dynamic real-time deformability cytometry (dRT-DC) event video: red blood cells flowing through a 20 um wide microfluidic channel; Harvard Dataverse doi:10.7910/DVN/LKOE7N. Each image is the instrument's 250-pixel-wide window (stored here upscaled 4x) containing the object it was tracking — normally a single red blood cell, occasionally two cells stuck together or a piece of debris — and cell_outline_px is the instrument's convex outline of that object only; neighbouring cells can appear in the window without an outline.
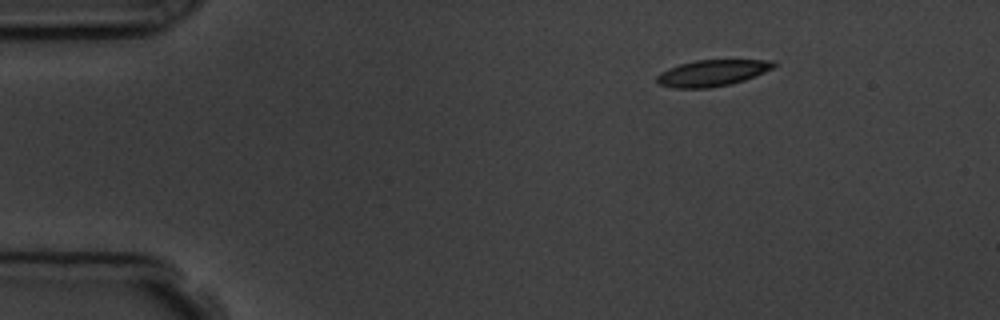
{"species": "common noctule bat (a hibernating species)", "species_latin": "Nyctalus noctula", "temperature_condition": "room temperature", "stored_images_in_passage": 4, "camera_frame_rate_fps": 3000, "um_per_image_px": 0.085, "animal": {"sex": "male", "body_mass_g": 19.5, "forearm_length_mm": 54.6}, "frame": {"image": 1, "passage_image": 1, "time_ms": 0.0, "image_size_px": [1000, 320], "cell_outline_px": [[776, 64], [772, 68], [764, 72], [744, 80], [732, 84], [708, 88], [672, 88], [656, 84], [656, 76], [660, 72], [668, 68], [680, 64], [696, 60], [776, 60]], "centroid_in_image_um": [60.49, 6.21], "position_along_channel_um": 24.5, "area_um2": 18.03}}
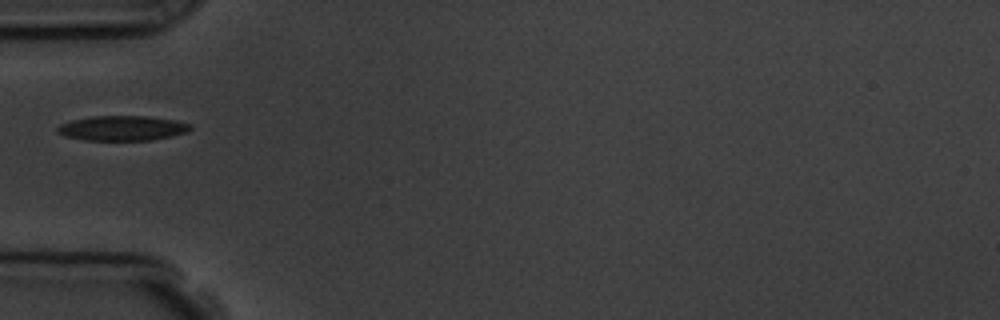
{"frame": {"image": 2, "passage_image": 4, "time_ms": 3.333, "image_size_px": [1000, 320], "cell_outline_px": [[192, 128], [188, 132], [172, 136], [152, 140], [84, 140], [64, 136], [56, 132], [56, 128], [60, 124], [72, 120], [92, 116], [148, 116], [176, 120], [192, 124]], "centroid_in_image_um": [10.41, 10.89], "position_along_channel_um": 74.6, "area_um2": 19.48}}